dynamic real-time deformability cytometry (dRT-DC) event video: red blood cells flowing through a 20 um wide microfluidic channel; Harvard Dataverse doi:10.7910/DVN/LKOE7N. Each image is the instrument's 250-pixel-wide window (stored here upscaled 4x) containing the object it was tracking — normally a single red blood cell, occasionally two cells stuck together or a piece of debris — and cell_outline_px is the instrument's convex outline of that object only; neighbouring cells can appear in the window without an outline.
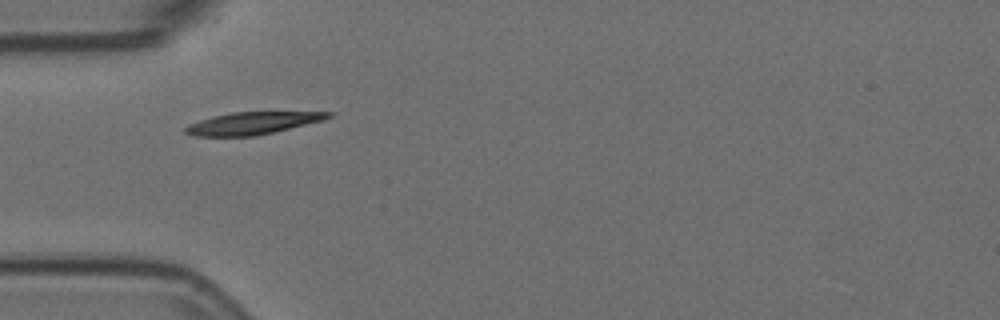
{"species": "Egyptian fruit bat (a non-hibernating species)", "species_latin": "Rousettus aegyptiacus", "temperature_condition": "room temperature", "stored_images_in_passage": 2, "camera_frame_rate_fps": 3000, "um_per_image_px": 0.085, "animal": {"sex": "female"}, "frame": {"image": 1, "passage_image": 1, "time_ms": 0.0, "image_size_px": [1000, 320], "cell_outline_px": [[336, 112], [332, 116], [324, 120], [256, 136], [192, 136], [184, 132], [184, 128], [188, 124], [212, 116], [232, 112]], "centroid_in_image_um": [21.44, 10.47], "position_along_channel_um": 63.6, "area_um2": 18.55}}
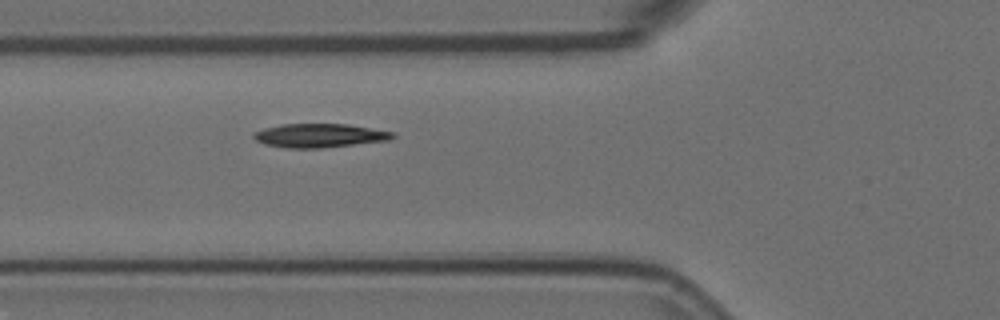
{"frame": {"image": 2, "passage_image": 2, "time_ms": 0.333, "image_size_px": [1000, 320], "cell_outline_px": [[396, 136], [388, 140], [320, 148], [288, 148], [264, 144], [256, 140], [252, 136], [252, 132], [264, 128], [280, 124], [348, 124], [396, 132]], "centroid_in_image_um": [27.14, 11.51], "position_along_channel_um": 98.7, "area_um2": 19.31}}